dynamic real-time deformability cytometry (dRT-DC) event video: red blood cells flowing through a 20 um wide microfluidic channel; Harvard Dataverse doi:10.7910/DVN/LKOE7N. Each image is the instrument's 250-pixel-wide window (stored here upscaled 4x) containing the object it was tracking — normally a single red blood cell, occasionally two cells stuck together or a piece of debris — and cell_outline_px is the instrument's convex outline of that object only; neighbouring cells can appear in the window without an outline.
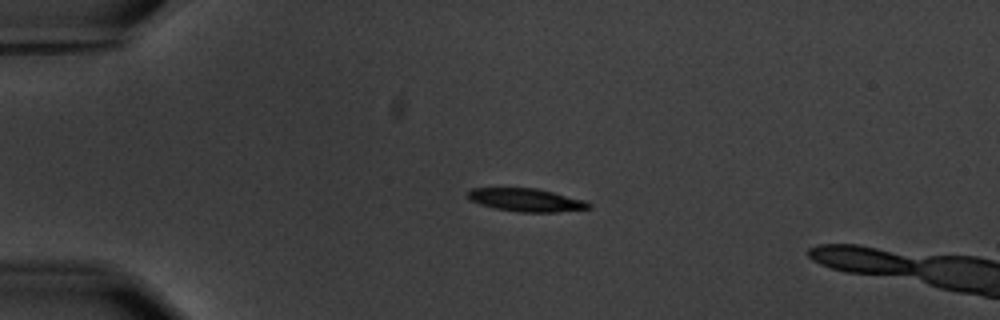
{"species": "common noctule bat (a hibernating species)", "species_latin": "Nyctalus noctula", "temperature_condition": "warm", "stored_images_in_passage": 5, "camera_frame_rate_fps": 3000, "um_per_image_px": 0.085, "animal": {"sex": "male", "body_mass_g": 20.1, "forearm_length_mm": 53.5}, "frame": {"image": 1, "passage_image": 3, "time_ms": 2.333, "image_size_px": [1000, 320], "cell_outline_px": [[592, 208], [556, 212], [520, 212], [492, 208], [468, 200], [468, 192], [472, 188], [536, 188], [584, 200], [592, 204]], "centroid_in_image_um": [44.71, 17.0], "position_along_channel_um": 40.3, "area_um2": 16.24}}